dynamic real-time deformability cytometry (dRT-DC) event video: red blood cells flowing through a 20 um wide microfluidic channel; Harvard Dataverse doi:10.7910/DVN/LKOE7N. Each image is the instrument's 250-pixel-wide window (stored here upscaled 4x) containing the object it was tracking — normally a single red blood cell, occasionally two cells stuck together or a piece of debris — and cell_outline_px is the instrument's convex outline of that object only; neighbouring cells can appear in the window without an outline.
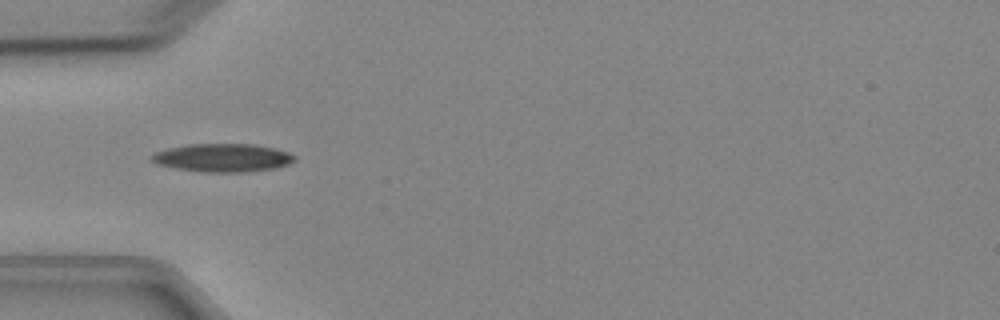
{"species": "Egyptian fruit bat (a non-hibernating species)", "species_latin": "Rousettus aegyptiacus", "temperature_condition": "cold", "stored_images_in_passage": 7, "camera_frame_rate_fps": 3000, "um_per_image_px": 0.085, "animal": {"sex": "female"}, "frame": {"image": 1, "passage_image": 6, "time_ms": 6.0, "image_size_px": [1000, 320], "cell_outline_px": [[296, 160], [288, 164], [276, 168], [244, 172], [200, 172], [176, 168], [156, 164], [152, 160], [152, 156], [156, 152], [168, 148], [188, 144], [252, 144], [272, 148], [288, 152], [296, 156]], "centroid_in_image_um": [18.94, 13.41], "position_along_channel_um": 66.1, "area_um2": 23.41}}